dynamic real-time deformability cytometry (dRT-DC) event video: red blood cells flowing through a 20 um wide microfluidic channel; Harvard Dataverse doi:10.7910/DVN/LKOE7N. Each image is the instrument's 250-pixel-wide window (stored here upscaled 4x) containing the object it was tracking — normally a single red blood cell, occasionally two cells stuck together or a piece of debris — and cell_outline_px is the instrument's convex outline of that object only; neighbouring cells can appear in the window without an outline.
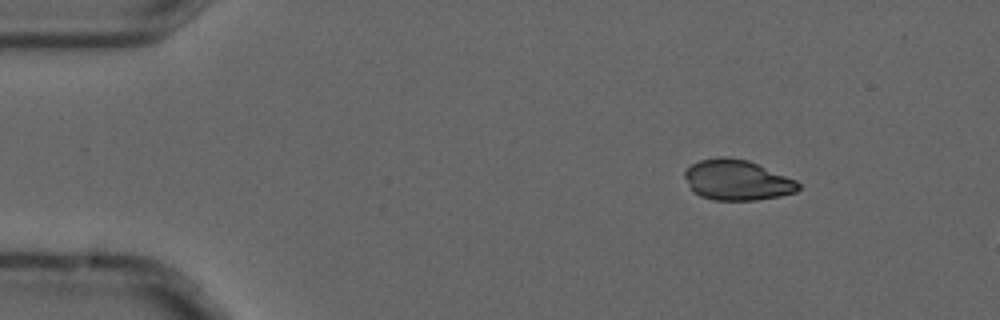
{"species": "common noctule bat (a hibernating species)", "species_latin": "Nyctalus noctula", "temperature_condition": "cold", "stored_images_in_passage": 3, "camera_frame_rate_fps": 3000, "um_per_image_px": 0.085, "animal": {"sex": "male", "forearm_length_mm": 52.5}, "frame": {"image": 1, "passage_image": 2, "time_ms": 0.333, "image_size_px": [1000, 320], "cell_outline_px": [[800, 188], [796, 192], [780, 196], [756, 200], [712, 200], [700, 196], [692, 192], [684, 176], [684, 172], [692, 164], [700, 160], [720, 156], [728, 156], [748, 160], [796, 180], [800, 184]], "centroid_in_image_um": [62.64, 15.31], "position_along_channel_um": 22.4, "area_um2": 26.88}}